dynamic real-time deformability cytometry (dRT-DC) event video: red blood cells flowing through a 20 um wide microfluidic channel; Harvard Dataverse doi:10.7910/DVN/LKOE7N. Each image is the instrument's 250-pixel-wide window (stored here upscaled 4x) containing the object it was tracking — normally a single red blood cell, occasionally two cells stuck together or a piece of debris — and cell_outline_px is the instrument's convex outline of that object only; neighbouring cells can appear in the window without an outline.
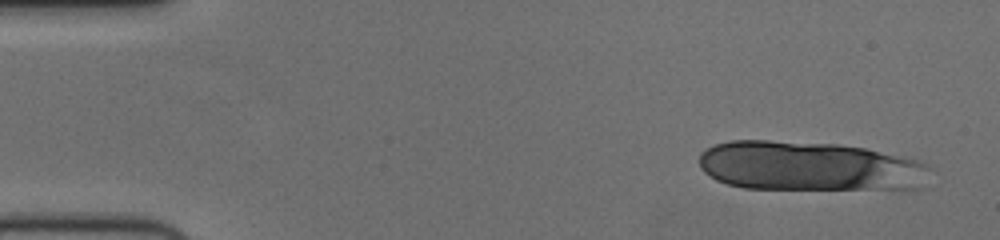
{"species": "human", "species_latin": "Homo sapiens", "temperature_condition": "cold", "stored_images_in_passage": 16, "camera_frame_rate_fps": 3000, "um_per_image_px": 0.085, "donor": {"sex": "female"}, "frame": {"image": 1, "passage_image": 3, "time_ms": 0.667, "image_size_px": [1000, 240], "cell_outline_px": [[920, 188], [744, 188], [728, 184], [716, 180], [708, 176], [700, 168], [700, 152], [716, 144], [732, 140], [768, 140], [836, 144], [864, 148], [916, 160], [920, 164]], "centroid_in_image_um": [68.55, 14.1], "position_along_channel_um": 16.4, "area_um2": 64.79}}